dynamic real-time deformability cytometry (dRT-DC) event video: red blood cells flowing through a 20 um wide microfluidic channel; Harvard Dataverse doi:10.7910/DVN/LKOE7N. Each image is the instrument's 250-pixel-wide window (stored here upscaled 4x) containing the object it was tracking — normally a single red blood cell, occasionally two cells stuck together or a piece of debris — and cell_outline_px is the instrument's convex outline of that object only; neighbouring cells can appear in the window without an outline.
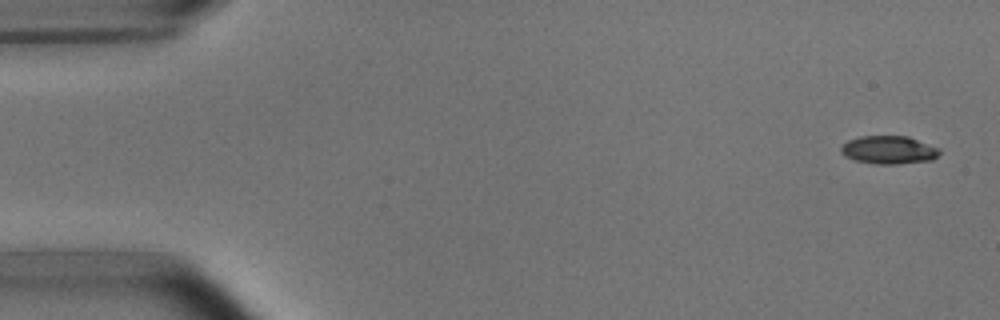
{"species": "common noctule bat (a hibernating species)", "species_latin": "Nyctalus noctula", "temperature_condition": "room temperature", "stored_images_in_passage": 8, "camera_frame_rate_fps": 3000, "um_per_image_px": 0.085, "animal": {"sex": "male", "body_mass_g": 15.6}, "frame": {"image": 1, "passage_image": 1, "time_ms": 0.0, "image_size_px": [1000, 320], "cell_outline_px": [[940, 152], [932, 160], [896, 164], [876, 164], [856, 160], [844, 156], [840, 152], [840, 148], [848, 140], [860, 136], [908, 136], [940, 148]], "centroid_in_image_um": [75.54, 12.74], "position_along_channel_um": 9.5, "area_um2": 16.13}}
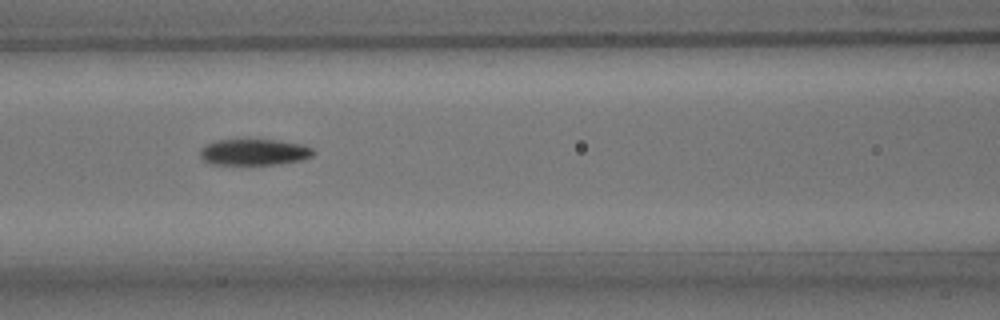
{"frame": {"image": 2, "passage_image": 7, "time_ms": 7.0, "image_size_px": [1000, 320], "cell_outline_px": [[316, 152], [312, 156], [300, 160], [276, 164], [212, 164], [204, 160], [200, 156], [200, 148], [204, 144], [216, 140], [276, 140], [304, 144], [312, 148]], "centroid_in_image_um": [21.6, 12.92], "position_along_channel_um": 145.0, "area_um2": 17.28}}
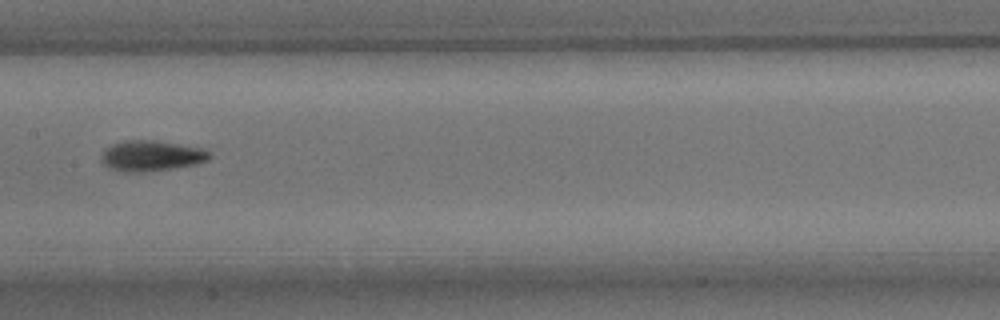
{"frame": {"image": 3, "passage_image": 8, "time_ms": 8.333, "image_size_px": [1000, 320], "cell_outline_px": [[212, 156], [208, 160], [196, 164], [172, 168], [144, 172], [120, 172], [108, 168], [100, 160], [100, 156], [104, 148], [112, 144], [124, 140], [156, 140], [204, 148]], "centroid_in_image_um": [12.82, 13.24], "position_along_channel_um": 194.6, "area_um2": 19.59}}